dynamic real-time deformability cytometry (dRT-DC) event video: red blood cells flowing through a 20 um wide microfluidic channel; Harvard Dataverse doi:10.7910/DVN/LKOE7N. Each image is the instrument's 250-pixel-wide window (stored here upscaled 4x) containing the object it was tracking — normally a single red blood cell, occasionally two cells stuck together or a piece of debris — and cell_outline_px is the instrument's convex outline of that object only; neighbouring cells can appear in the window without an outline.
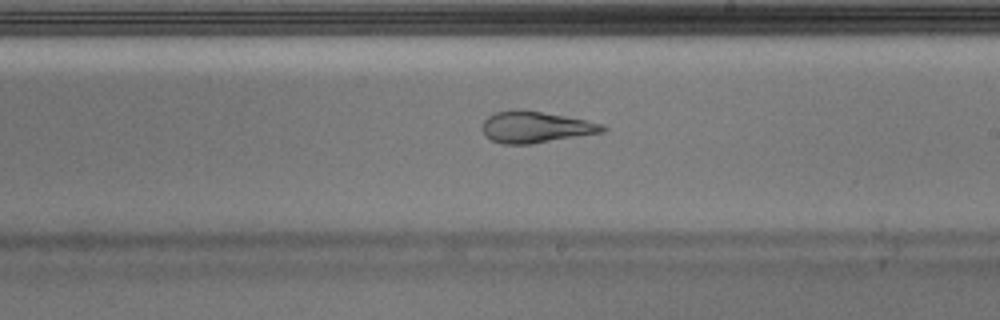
{"species": "Egyptian fruit bat (a non-hibernating species)", "species_latin": "Rousettus aegyptiacus", "temperature_condition": "warm", "stored_images_in_passage": 50, "camera_frame_rate_fps": 3000, "um_per_image_px": 0.085, "animal": {"sex": "male"}, "frame": {"image": 1, "passage_image": 29, "time_ms": 9.333, "image_size_px": [1000, 320], "cell_outline_px": [[608, 128], [604, 132], [532, 144], [504, 144], [492, 140], [484, 136], [484, 120], [488, 116], [496, 112], [520, 108], [564, 116], [604, 124]], "centroid_in_image_um": [45.54, 10.8], "position_along_channel_um": 243.5, "area_um2": 21.96}, "authors_computed_cell_mechanics": {"area_um2": 23.4957, "velocity_mm_per_s": 4.0022, "shape_relaxation_time_tau1_ms": null, "shape_relaxation_time_tau2_ms": 1.4676, "deformation_change_tau1": null, "deformation_change_tau2": 0.0899}}